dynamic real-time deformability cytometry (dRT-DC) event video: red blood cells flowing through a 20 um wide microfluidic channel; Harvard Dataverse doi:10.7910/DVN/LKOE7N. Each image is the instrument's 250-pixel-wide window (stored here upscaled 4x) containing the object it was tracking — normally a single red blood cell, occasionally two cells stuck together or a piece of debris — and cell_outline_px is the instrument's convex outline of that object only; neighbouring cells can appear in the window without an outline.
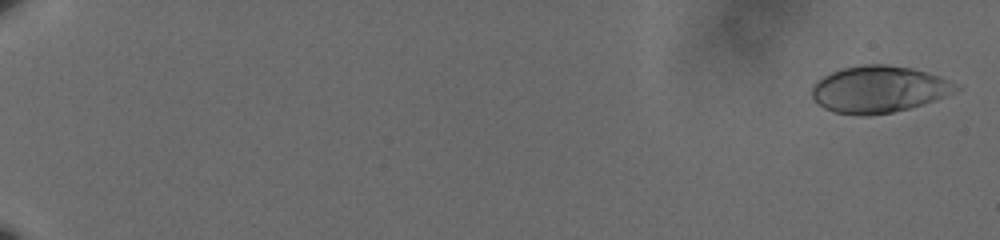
{"species": "human", "species_latin": "Homo sapiens", "temperature_condition": "cold", "stored_images_in_passage": 61, "camera_frame_rate_fps": 3000, "um_per_image_px": 0.085, "donor": {"sex": "male"}, "frame": {"image": 1, "passage_image": 2, "time_ms": 0.333, "image_size_px": [1000, 240], "cell_outline_px": [[960, 88], [936, 100], [924, 104], [892, 112], [868, 116], [860, 116], [832, 112], [816, 104], [812, 100], [812, 88], [824, 76], [832, 72], [844, 68], [864, 64], [888, 64], [912, 68], [940, 76], [960, 84]], "centroid_in_image_um": [74.7, 7.6], "position_along_channel_um": 10.3, "area_um2": 39.42}}
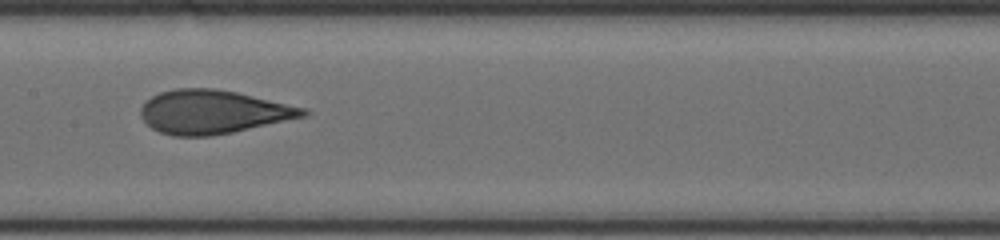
{"frame": {"image": 2, "passage_image": 35, "time_ms": 11.333, "image_size_px": [1000, 240], "cell_outline_px": [[312, 112], [304, 116], [232, 132], [212, 136], [172, 136], [160, 132], [152, 128], [140, 116], [140, 108], [144, 100], [160, 92], [176, 88], [216, 88], [236, 92], [308, 108]], "centroid_in_image_um": [18.07, 9.5], "position_along_channel_um": 189.3, "area_um2": 41.33}}
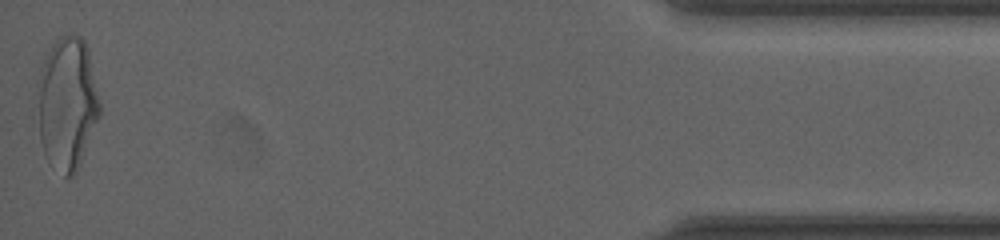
{"frame": {"image": 3, "passage_image": 61, "time_ms": 20.0, "image_size_px": [1000, 240], "cell_outline_px": [[100, 116], [80, 164], [76, 172], [72, 176], [64, 176], [44, 156], [40, 140], [36, 80], [40, 68], [52, 44], [60, 36], [72, 32], [76, 32], [84, 40], [88, 48], [100, 104]], "centroid_in_image_um": [5.7, 8.75], "position_along_channel_um": 429.5, "area_um2": 48.61}, "authors_computed_cell_mechanics": {"area_um2": 40.2288, "velocity_mm_per_s": 3.5908, "shape_relaxation_time_tau1_ms": 5.6953, "shape_relaxation_time_tau2_ms": 0.8853, "deformation_change_tau1": 0.1811, "deformation_change_tau2": 0.08}}